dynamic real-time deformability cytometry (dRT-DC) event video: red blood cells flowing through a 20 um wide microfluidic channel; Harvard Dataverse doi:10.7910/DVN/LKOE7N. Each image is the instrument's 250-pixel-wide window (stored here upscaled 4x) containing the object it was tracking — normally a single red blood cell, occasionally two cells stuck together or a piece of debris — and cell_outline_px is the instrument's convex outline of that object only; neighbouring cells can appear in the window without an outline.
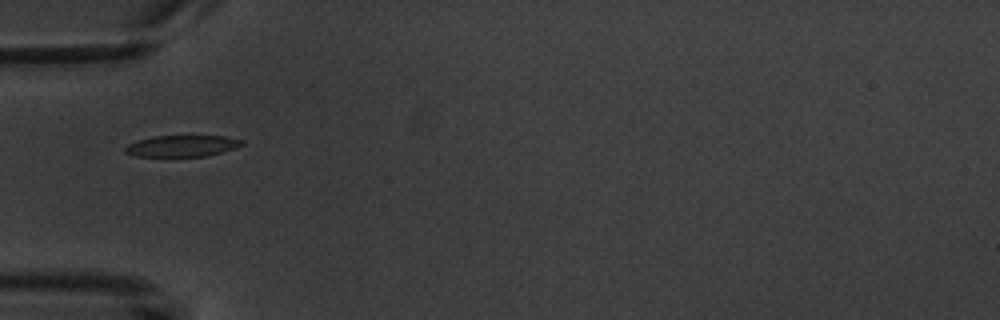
{"species": "common noctule bat (a hibernating species)", "species_latin": "Nyctalus noctula", "temperature_condition": "warm", "stored_images_in_passage": 1, "camera_frame_rate_fps": 3000, "um_per_image_px": 0.085, "animal": {"sex": "male", "body_mass_g": 20.1, "forearm_length_mm": 53.5}, "frame": {"image": 1, "passage_image": 1, "time_ms": 0.0, "image_size_px": [1000, 320], "cell_outline_px": [[244, 144], [236, 148], [204, 156], [132, 156], [124, 152], [124, 148], [128, 144], [152, 136], [228, 136], [244, 140]], "centroid_in_image_um": [15.48, 12.4], "position_along_channel_um": 69.5, "area_um2": 14.51}}